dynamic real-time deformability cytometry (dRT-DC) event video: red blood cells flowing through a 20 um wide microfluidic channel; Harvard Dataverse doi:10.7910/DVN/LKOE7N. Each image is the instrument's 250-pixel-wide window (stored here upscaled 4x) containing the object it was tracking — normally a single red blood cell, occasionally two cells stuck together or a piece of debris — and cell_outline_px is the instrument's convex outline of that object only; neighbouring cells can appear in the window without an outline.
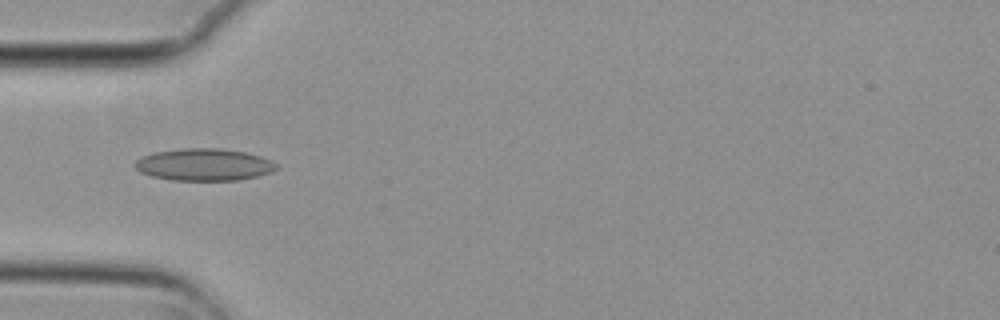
{"species": "common noctule bat (a hibernating species)", "species_latin": "Nyctalus noctula", "temperature_condition": "cold", "stored_images_in_passage": 8, "camera_frame_rate_fps": 3000, "um_per_image_px": 0.085, "animal": {"sex": "female", "body_mass_g": 29.2, "forearm_length_mm": 56.3}, "frame": {"image": 1, "passage_image": 4, "time_ms": 1.0, "image_size_px": [1000, 320], "cell_outline_px": [[280, 168], [272, 172], [256, 176], [236, 180], [172, 180], [152, 176], [140, 172], [132, 164], [136, 160], [152, 152], [180, 148], [220, 148], [248, 152], [272, 160]], "centroid_in_image_um": [17.35, 13.98], "position_along_channel_um": 67.6, "area_um2": 26.7}}
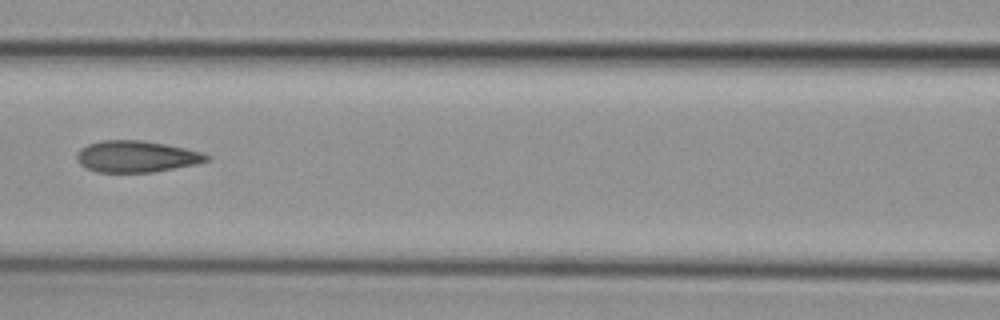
{"frame": {"image": 2, "passage_image": 6, "time_ms": 1.667, "image_size_px": [1000, 320], "cell_outline_px": [[208, 160], [196, 164], [152, 172], [96, 172], [84, 168], [76, 160], [76, 156], [80, 148], [88, 144], [100, 140], [140, 140], [164, 144], [204, 152], [208, 156]], "centroid_in_image_um": [11.54, 13.3], "position_along_channel_um": 155.1, "area_um2": 23.81}}
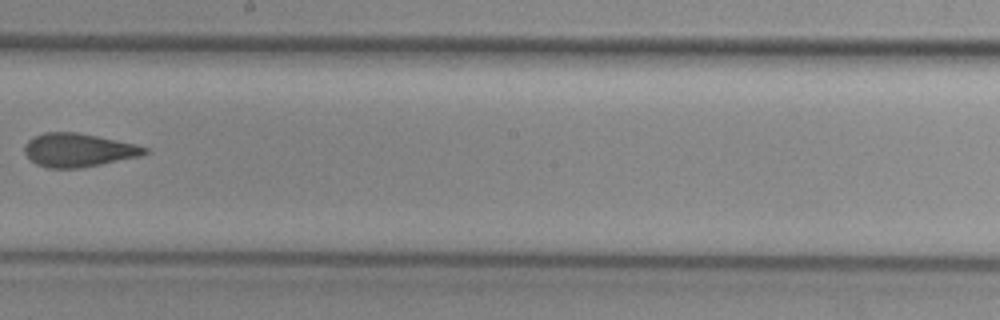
{"frame": {"image": 3, "passage_image": 8, "time_ms": 2.333, "image_size_px": [1000, 320], "cell_outline_px": [[152, 152], [140, 156], [80, 168], [48, 168], [36, 164], [24, 152], [24, 148], [28, 140], [44, 132], [76, 132], [136, 144], [148, 148]], "centroid_in_image_um": [6.68, 12.76], "position_along_channel_um": 241.5, "area_um2": 23.29}}